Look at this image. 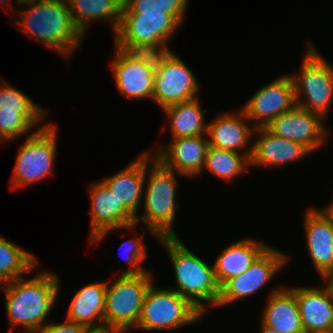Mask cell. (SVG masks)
Here are the masks:
<instances>
[{
  "instance_id": "7402d4cb",
  "label": "cell",
  "mask_w": 333,
  "mask_h": 333,
  "mask_svg": "<svg viewBox=\"0 0 333 333\" xmlns=\"http://www.w3.org/2000/svg\"><path fill=\"white\" fill-rule=\"evenodd\" d=\"M140 155L126 168L101 180L134 217L138 215L144 192L145 152Z\"/></svg>"
},
{
  "instance_id": "d590c367",
  "label": "cell",
  "mask_w": 333,
  "mask_h": 333,
  "mask_svg": "<svg viewBox=\"0 0 333 333\" xmlns=\"http://www.w3.org/2000/svg\"><path fill=\"white\" fill-rule=\"evenodd\" d=\"M85 333H120L117 330L111 329L108 326H102L97 328H88Z\"/></svg>"
},
{
  "instance_id": "7c38bea8",
  "label": "cell",
  "mask_w": 333,
  "mask_h": 333,
  "mask_svg": "<svg viewBox=\"0 0 333 333\" xmlns=\"http://www.w3.org/2000/svg\"><path fill=\"white\" fill-rule=\"evenodd\" d=\"M295 106L293 81L290 74L286 73L258 89L241 109L248 123L252 122L257 128L266 127L273 119Z\"/></svg>"
},
{
  "instance_id": "ba28073f",
  "label": "cell",
  "mask_w": 333,
  "mask_h": 333,
  "mask_svg": "<svg viewBox=\"0 0 333 333\" xmlns=\"http://www.w3.org/2000/svg\"><path fill=\"white\" fill-rule=\"evenodd\" d=\"M57 129V125L49 123L27 135L18 150L11 189L32 185L53 174L58 146Z\"/></svg>"
},
{
  "instance_id": "3957f363",
  "label": "cell",
  "mask_w": 333,
  "mask_h": 333,
  "mask_svg": "<svg viewBox=\"0 0 333 333\" xmlns=\"http://www.w3.org/2000/svg\"><path fill=\"white\" fill-rule=\"evenodd\" d=\"M172 261L177 286L172 288L188 299L205 316L208 307H217L220 287L214 266L208 265L183 244L178 237L158 238ZM208 304V305H207Z\"/></svg>"
},
{
  "instance_id": "5b68a950",
  "label": "cell",
  "mask_w": 333,
  "mask_h": 333,
  "mask_svg": "<svg viewBox=\"0 0 333 333\" xmlns=\"http://www.w3.org/2000/svg\"><path fill=\"white\" fill-rule=\"evenodd\" d=\"M154 273L118 275L114 282L107 281L104 326L120 333H130L139 322L142 305Z\"/></svg>"
},
{
  "instance_id": "8992f818",
  "label": "cell",
  "mask_w": 333,
  "mask_h": 333,
  "mask_svg": "<svg viewBox=\"0 0 333 333\" xmlns=\"http://www.w3.org/2000/svg\"><path fill=\"white\" fill-rule=\"evenodd\" d=\"M307 45L298 74H290L296 106L326 119L333 100V66L314 45Z\"/></svg>"
},
{
  "instance_id": "e575fe53",
  "label": "cell",
  "mask_w": 333,
  "mask_h": 333,
  "mask_svg": "<svg viewBox=\"0 0 333 333\" xmlns=\"http://www.w3.org/2000/svg\"><path fill=\"white\" fill-rule=\"evenodd\" d=\"M320 213L328 220V222L333 226V198L328 205L324 206Z\"/></svg>"
},
{
  "instance_id": "7a4b0ae2",
  "label": "cell",
  "mask_w": 333,
  "mask_h": 333,
  "mask_svg": "<svg viewBox=\"0 0 333 333\" xmlns=\"http://www.w3.org/2000/svg\"><path fill=\"white\" fill-rule=\"evenodd\" d=\"M59 283L58 276L45 271L29 280L19 277L0 285L5 286V310L11 328L20 325L27 333H35L44 326L58 298Z\"/></svg>"
},
{
  "instance_id": "d6986e66",
  "label": "cell",
  "mask_w": 333,
  "mask_h": 333,
  "mask_svg": "<svg viewBox=\"0 0 333 333\" xmlns=\"http://www.w3.org/2000/svg\"><path fill=\"white\" fill-rule=\"evenodd\" d=\"M114 60L110 66L116 81L118 92L131 99L153 100L154 75L144 63L129 57L121 48L114 47Z\"/></svg>"
},
{
  "instance_id": "2e32d148",
  "label": "cell",
  "mask_w": 333,
  "mask_h": 333,
  "mask_svg": "<svg viewBox=\"0 0 333 333\" xmlns=\"http://www.w3.org/2000/svg\"><path fill=\"white\" fill-rule=\"evenodd\" d=\"M289 288L295 294L304 333H332L333 296L328 286Z\"/></svg>"
},
{
  "instance_id": "8fae6325",
  "label": "cell",
  "mask_w": 333,
  "mask_h": 333,
  "mask_svg": "<svg viewBox=\"0 0 333 333\" xmlns=\"http://www.w3.org/2000/svg\"><path fill=\"white\" fill-rule=\"evenodd\" d=\"M91 202L90 244L103 241L112 231L136 229L135 217L102 181L89 186Z\"/></svg>"
},
{
  "instance_id": "74e56055",
  "label": "cell",
  "mask_w": 333,
  "mask_h": 333,
  "mask_svg": "<svg viewBox=\"0 0 333 333\" xmlns=\"http://www.w3.org/2000/svg\"><path fill=\"white\" fill-rule=\"evenodd\" d=\"M260 333H278L275 329L267 327L261 322V330Z\"/></svg>"
},
{
  "instance_id": "30bf717a",
  "label": "cell",
  "mask_w": 333,
  "mask_h": 333,
  "mask_svg": "<svg viewBox=\"0 0 333 333\" xmlns=\"http://www.w3.org/2000/svg\"><path fill=\"white\" fill-rule=\"evenodd\" d=\"M166 12L121 13L115 44H168L179 26Z\"/></svg>"
},
{
  "instance_id": "277c9868",
  "label": "cell",
  "mask_w": 333,
  "mask_h": 333,
  "mask_svg": "<svg viewBox=\"0 0 333 333\" xmlns=\"http://www.w3.org/2000/svg\"><path fill=\"white\" fill-rule=\"evenodd\" d=\"M150 153L145 152V195L142 204L144 213L135 217V223L138 225L143 221V226L147 227V231L156 239L178 237L173 227L177 210V173L164 167ZM148 170L150 172H147Z\"/></svg>"
},
{
  "instance_id": "d4e9b609",
  "label": "cell",
  "mask_w": 333,
  "mask_h": 333,
  "mask_svg": "<svg viewBox=\"0 0 333 333\" xmlns=\"http://www.w3.org/2000/svg\"><path fill=\"white\" fill-rule=\"evenodd\" d=\"M75 26L85 35L91 21L109 20L113 33L118 31L123 0H67Z\"/></svg>"
},
{
  "instance_id": "d6a6232c",
  "label": "cell",
  "mask_w": 333,
  "mask_h": 333,
  "mask_svg": "<svg viewBox=\"0 0 333 333\" xmlns=\"http://www.w3.org/2000/svg\"><path fill=\"white\" fill-rule=\"evenodd\" d=\"M140 235L137 238H131L124 241L119 250H124L125 261L128 262V269L122 271L121 275H138L147 273L149 270L142 267V261L147 257L146 244ZM125 247V248H124ZM122 256V257H123Z\"/></svg>"
},
{
  "instance_id": "cb8c5ba5",
  "label": "cell",
  "mask_w": 333,
  "mask_h": 333,
  "mask_svg": "<svg viewBox=\"0 0 333 333\" xmlns=\"http://www.w3.org/2000/svg\"><path fill=\"white\" fill-rule=\"evenodd\" d=\"M106 286V281L97 280L75 292L66 319L88 328L104 326Z\"/></svg>"
},
{
  "instance_id": "4fadbf2b",
  "label": "cell",
  "mask_w": 333,
  "mask_h": 333,
  "mask_svg": "<svg viewBox=\"0 0 333 333\" xmlns=\"http://www.w3.org/2000/svg\"><path fill=\"white\" fill-rule=\"evenodd\" d=\"M199 83L193 71L174 53L154 75L153 100L161 109L199 97Z\"/></svg>"
},
{
  "instance_id": "ab89813d",
  "label": "cell",
  "mask_w": 333,
  "mask_h": 333,
  "mask_svg": "<svg viewBox=\"0 0 333 333\" xmlns=\"http://www.w3.org/2000/svg\"><path fill=\"white\" fill-rule=\"evenodd\" d=\"M19 1L20 3H24V2H30V1H33V0H17Z\"/></svg>"
},
{
  "instance_id": "e0dca14e",
  "label": "cell",
  "mask_w": 333,
  "mask_h": 333,
  "mask_svg": "<svg viewBox=\"0 0 333 333\" xmlns=\"http://www.w3.org/2000/svg\"><path fill=\"white\" fill-rule=\"evenodd\" d=\"M248 121L241 108L237 113L224 112L215 117L207 127L209 146L242 153L250 160L252 144L249 143L255 127L251 123L248 124Z\"/></svg>"
},
{
  "instance_id": "44dd1931",
  "label": "cell",
  "mask_w": 333,
  "mask_h": 333,
  "mask_svg": "<svg viewBox=\"0 0 333 333\" xmlns=\"http://www.w3.org/2000/svg\"><path fill=\"white\" fill-rule=\"evenodd\" d=\"M272 289L260 322L278 333H304L294 292L283 286Z\"/></svg>"
},
{
  "instance_id": "f1b7e54d",
  "label": "cell",
  "mask_w": 333,
  "mask_h": 333,
  "mask_svg": "<svg viewBox=\"0 0 333 333\" xmlns=\"http://www.w3.org/2000/svg\"><path fill=\"white\" fill-rule=\"evenodd\" d=\"M46 113H16L15 111H0V142L7 144L10 140L22 138L34 127L45 121ZM45 117V118H44ZM39 124V125H38Z\"/></svg>"
},
{
  "instance_id": "9c48e42d",
  "label": "cell",
  "mask_w": 333,
  "mask_h": 333,
  "mask_svg": "<svg viewBox=\"0 0 333 333\" xmlns=\"http://www.w3.org/2000/svg\"><path fill=\"white\" fill-rule=\"evenodd\" d=\"M290 257L272 246H268L243 274L229 279L220 288L217 307L227 306L252 296L284 268Z\"/></svg>"
},
{
  "instance_id": "4dcf8cb0",
  "label": "cell",
  "mask_w": 333,
  "mask_h": 333,
  "mask_svg": "<svg viewBox=\"0 0 333 333\" xmlns=\"http://www.w3.org/2000/svg\"><path fill=\"white\" fill-rule=\"evenodd\" d=\"M189 0H123L122 13L166 12L183 24Z\"/></svg>"
},
{
  "instance_id": "603a6c76",
  "label": "cell",
  "mask_w": 333,
  "mask_h": 333,
  "mask_svg": "<svg viewBox=\"0 0 333 333\" xmlns=\"http://www.w3.org/2000/svg\"><path fill=\"white\" fill-rule=\"evenodd\" d=\"M268 244L243 238L228 245L216 258L213 266L216 281L221 288L229 279L243 274Z\"/></svg>"
},
{
  "instance_id": "f35d334b",
  "label": "cell",
  "mask_w": 333,
  "mask_h": 333,
  "mask_svg": "<svg viewBox=\"0 0 333 333\" xmlns=\"http://www.w3.org/2000/svg\"><path fill=\"white\" fill-rule=\"evenodd\" d=\"M12 1H13V0H12ZM12 1H11V0H0V4L4 2L2 5H4V7L7 9V5H8V3L12 2ZM14 3H15V4L17 3V4H16L17 6H18L19 4H21L19 1L16 2V0H15ZM5 4H6V6H5Z\"/></svg>"
},
{
  "instance_id": "ac0fdd59",
  "label": "cell",
  "mask_w": 333,
  "mask_h": 333,
  "mask_svg": "<svg viewBox=\"0 0 333 333\" xmlns=\"http://www.w3.org/2000/svg\"><path fill=\"white\" fill-rule=\"evenodd\" d=\"M256 133L250 167L278 168L311 154L302 144L274 135L266 127L254 128L253 135Z\"/></svg>"
},
{
  "instance_id": "5bb4252c",
  "label": "cell",
  "mask_w": 333,
  "mask_h": 333,
  "mask_svg": "<svg viewBox=\"0 0 333 333\" xmlns=\"http://www.w3.org/2000/svg\"><path fill=\"white\" fill-rule=\"evenodd\" d=\"M323 120L322 116L295 106L273 119L266 128L274 135L298 142L314 153L326 141L328 131Z\"/></svg>"
},
{
  "instance_id": "836d02e7",
  "label": "cell",
  "mask_w": 333,
  "mask_h": 333,
  "mask_svg": "<svg viewBox=\"0 0 333 333\" xmlns=\"http://www.w3.org/2000/svg\"><path fill=\"white\" fill-rule=\"evenodd\" d=\"M88 327L66 319L62 323H46L35 333H85Z\"/></svg>"
},
{
  "instance_id": "f546056e",
  "label": "cell",
  "mask_w": 333,
  "mask_h": 333,
  "mask_svg": "<svg viewBox=\"0 0 333 333\" xmlns=\"http://www.w3.org/2000/svg\"><path fill=\"white\" fill-rule=\"evenodd\" d=\"M169 44H115L132 59L144 63L153 73L160 71L167 59L174 53Z\"/></svg>"
},
{
  "instance_id": "4316f807",
  "label": "cell",
  "mask_w": 333,
  "mask_h": 333,
  "mask_svg": "<svg viewBox=\"0 0 333 333\" xmlns=\"http://www.w3.org/2000/svg\"><path fill=\"white\" fill-rule=\"evenodd\" d=\"M37 258L0 234V285L35 272Z\"/></svg>"
},
{
  "instance_id": "1f68e13d",
  "label": "cell",
  "mask_w": 333,
  "mask_h": 333,
  "mask_svg": "<svg viewBox=\"0 0 333 333\" xmlns=\"http://www.w3.org/2000/svg\"><path fill=\"white\" fill-rule=\"evenodd\" d=\"M0 111H15L16 113H47L41 106L35 104L30 97L12 86L6 80L0 81Z\"/></svg>"
},
{
  "instance_id": "6da1fadb",
  "label": "cell",
  "mask_w": 333,
  "mask_h": 333,
  "mask_svg": "<svg viewBox=\"0 0 333 333\" xmlns=\"http://www.w3.org/2000/svg\"><path fill=\"white\" fill-rule=\"evenodd\" d=\"M19 6L24 9L17 13L21 19L16 26L31 39L65 59L80 47L84 35L73 22L67 0H33Z\"/></svg>"
},
{
  "instance_id": "83f0119b",
  "label": "cell",
  "mask_w": 333,
  "mask_h": 333,
  "mask_svg": "<svg viewBox=\"0 0 333 333\" xmlns=\"http://www.w3.org/2000/svg\"><path fill=\"white\" fill-rule=\"evenodd\" d=\"M247 168L250 160L244 154L208 146L203 171L227 182L245 173Z\"/></svg>"
},
{
  "instance_id": "484cf974",
  "label": "cell",
  "mask_w": 333,
  "mask_h": 333,
  "mask_svg": "<svg viewBox=\"0 0 333 333\" xmlns=\"http://www.w3.org/2000/svg\"><path fill=\"white\" fill-rule=\"evenodd\" d=\"M199 101L197 97L162 109L170 120L172 139L207 135L208 123L204 117L206 110H202Z\"/></svg>"
},
{
  "instance_id": "52a82bcc",
  "label": "cell",
  "mask_w": 333,
  "mask_h": 333,
  "mask_svg": "<svg viewBox=\"0 0 333 333\" xmlns=\"http://www.w3.org/2000/svg\"><path fill=\"white\" fill-rule=\"evenodd\" d=\"M153 282L144 298L136 329L170 332L194 324L204 314L171 287H156ZM183 326V327H182Z\"/></svg>"
},
{
  "instance_id": "8d00e7d4",
  "label": "cell",
  "mask_w": 333,
  "mask_h": 333,
  "mask_svg": "<svg viewBox=\"0 0 333 333\" xmlns=\"http://www.w3.org/2000/svg\"><path fill=\"white\" fill-rule=\"evenodd\" d=\"M324 280V284H326L328 286V288L330 289L332 296H333V271L328 273L323 279ZM326 282V283H325Z\"/></svg>"
},
{
  "instance_id": "9a60e30c",
  "label": "cell",
  "mask_w": 333,
  "mask_h": 333,
  "mask_svg": "<svg viewBox=\"0 0 333 333\" xmlns=\"http://www.w3.org/2000/svg\"><path fill=\"white\" fill-rule=\"evenodd\" d=\"M208 146L207 135L180 137L159 145L153 155L164 167L193 178L203 172Z\"/></svg>"
},
{
  "instance_id": "ffe728a7",
  "label": "cell",
  "mask_w": 333,
  "mask_h": 333,
  "mask_svg": "<svg viewBox=\"0 0 333 333\" xmlns=\"http://www.w3.org/2000/svg\"><path fill=\"white\" fill-rule=\"evenodd\" d=\"M308 254L322 279L333 271V226L320 213L309 208L304 215Z\"/></svg>"
}]
</instances>
